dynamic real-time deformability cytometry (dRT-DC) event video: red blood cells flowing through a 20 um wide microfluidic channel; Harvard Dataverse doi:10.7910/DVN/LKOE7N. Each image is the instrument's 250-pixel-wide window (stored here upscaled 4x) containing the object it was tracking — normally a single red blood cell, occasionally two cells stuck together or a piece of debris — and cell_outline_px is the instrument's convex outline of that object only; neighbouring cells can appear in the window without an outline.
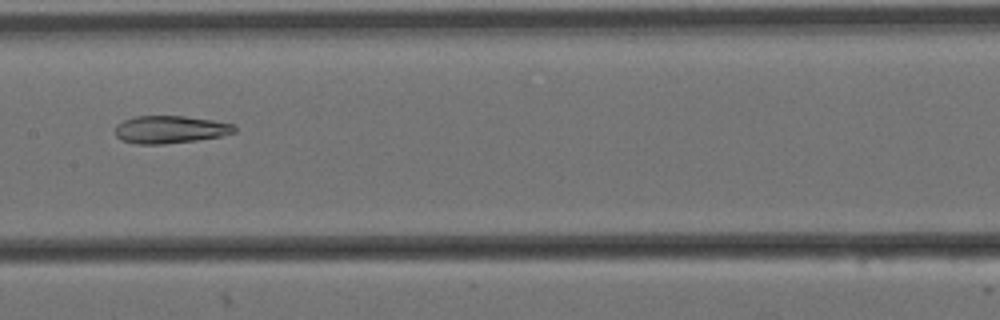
{"species": "Egyptian fruit bat (a non-hibernating species)", "species_latin": "Rousettus aegyptiacus", "temperature_condition": "cold", "stored_images_in_passage": 10, "camera_frame_rate_fps": 3000, "um_per_image_px": 0.085, "animal": {"sex": "female"}, "frame": {"image": 1, "passage_image": 9, "time_ms": 2.667, "image_size_px": [1000, 320], "cell_outline_px": [[236, 132], [220, 136], [196, 140], [164, 144], [136, 144], [120, 140], [116, 136], [116, 124], [124, 120], [136, 116], [184, 116], [212, 120], [236, 124]], "centroid_in_image_um": [14.46, 11.01], "position_along_channel_um": 192.9, "area_um2": 19.25}}
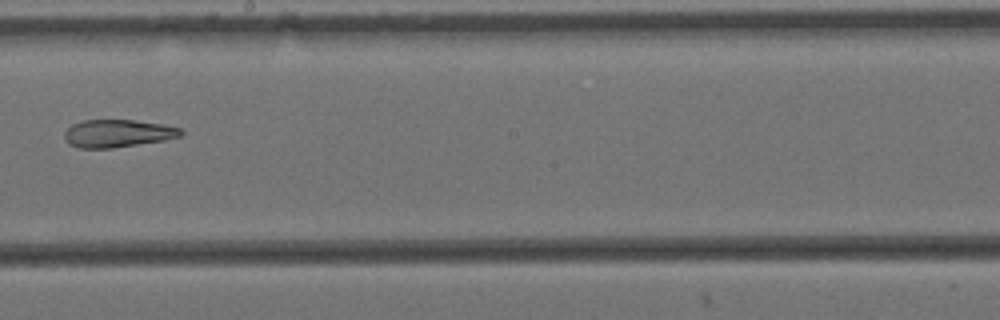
{"frame": {"image": 2, "passage_image": 10, "time_ms": 3.0, "image_size_px": [1000, 320], "cell_outline_px": [[184, 132], [180, 136], [164, 140], [112, 148], [80, 148], [68, 144], [64, 136], [64, 132], [72, 124], [84, 120], [132, 120], [164, 124], [180, 128]], "centroid_in_image_um": [9.99, 11.34], "position_along_channel_um": 238.2, "area_um2": 18.73}}